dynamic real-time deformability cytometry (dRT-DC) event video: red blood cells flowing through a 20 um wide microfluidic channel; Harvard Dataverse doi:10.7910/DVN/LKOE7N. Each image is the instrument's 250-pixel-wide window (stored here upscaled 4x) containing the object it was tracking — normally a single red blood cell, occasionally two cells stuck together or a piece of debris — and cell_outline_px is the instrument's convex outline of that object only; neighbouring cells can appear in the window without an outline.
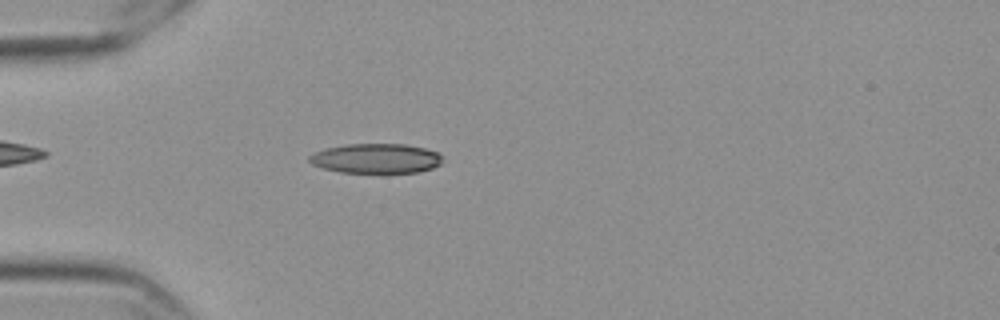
{"species": "Egyptian fruit bat (a non-hibernating species)", "species_latin": "Rousettus aegyptiacus", "temperature_condition": "cold", "stored_images_in_passage": 44, "camera_frame_rate_fps": 3000, "um_per_image_px": 0.085, "frame": {"image": 1, "passage_image": 4, "time_ms": 1.0, "image_size_px": [1000, 320], "cell_outline_px": [[444, 160], [440, 164], [432, 168], [416, 172], [340, 172], [324, 168], [312, 164], [308, 160], [308, 156], [316, 152], [328, 148], [348, 144], [404, 144], [424, 148], [436, 152], [444, 156]], "centroid_in_image_um": [31.99, 13.46], "position_along_channel_um": 53.0, "area_um2": 22.83}}
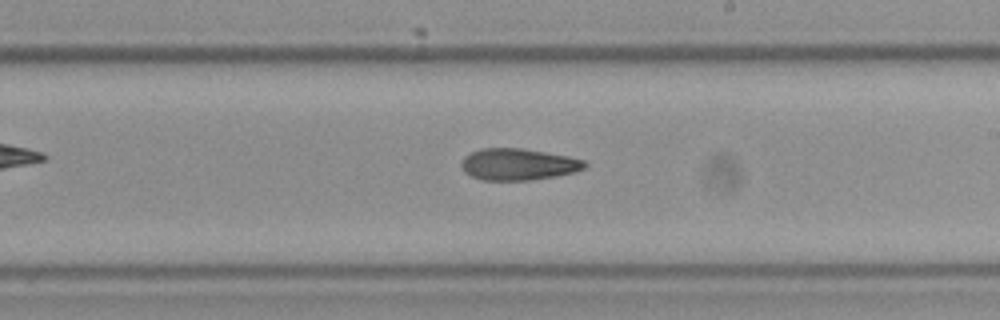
{"frame": {"image": 2, "passage_image": 21, "time_ms": 6.667, "image_size_px": [1000, 320], "cell_outline_px": [[588, 164], [584, 168], [576, 172], [556, 176], [532, 180], [484, 180], [472, 176], [464, 172], [460, 164], [460, 160], [464, 156], [480, 148], [524, 148], [568, 156], [584, 160]], "centroid_in_image_um": [44.04, 13.96], "position_along_channel_um": 245.0, "area_um2": 22.95}}
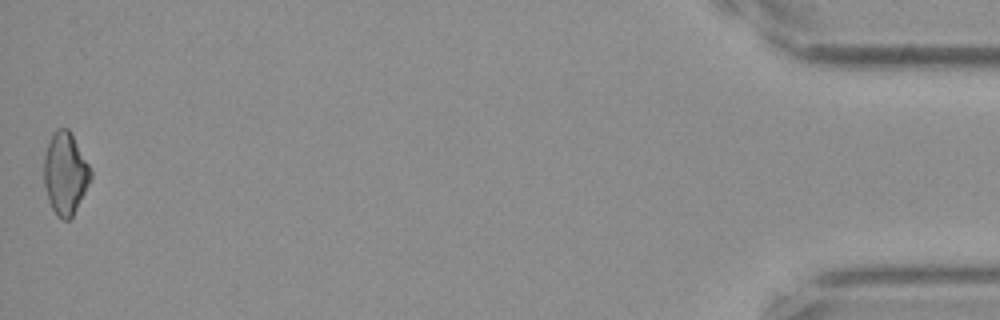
{"frame": {"image": 3, "passage_image": 44, "time_ms": 14.333, "image_size_px": [1000, 320], "cell_outline_px": [[92, 176], [72, 216], [68, 220], [64, 220], [52, 208], [48, 200], [44, 184], [44, 156], [52, 132], [56, 128], [68, 128], [88, 164], [92, 172]], "centroid_in_image_um": [5.52, 14.71], "position_along_channel_um": 429.7, "area_um2": 21.85}}